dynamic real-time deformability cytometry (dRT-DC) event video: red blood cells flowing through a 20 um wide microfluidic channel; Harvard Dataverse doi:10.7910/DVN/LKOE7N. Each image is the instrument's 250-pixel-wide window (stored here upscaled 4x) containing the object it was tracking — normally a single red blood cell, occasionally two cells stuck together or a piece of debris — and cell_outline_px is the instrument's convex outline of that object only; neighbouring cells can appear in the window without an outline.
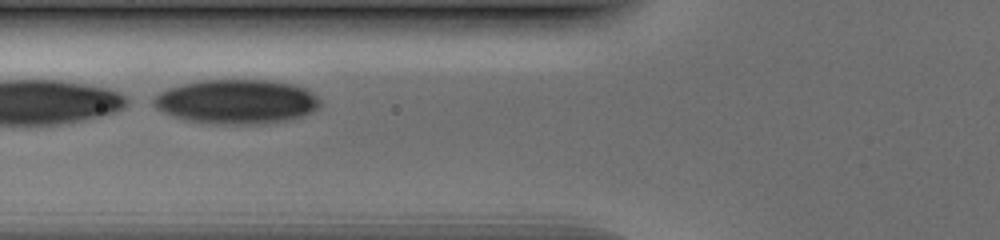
{"species": "human", "species_latin": "Homo sapiens", "temperature_condition": "cold", "stored_images_in_passage": 26, "camera_frame_rate_fps": 3000, "um_per_image_px": 0.085, "donor": {"sex": "male"}, "frame": {"image": 1, "passage_image": 7, "time_ms": 2.0, "image_size_px": [1000, 240], "cell_outline_px": [[320, 104], [316, 108], [300, 116], [284, 120], [248, 124], [224, 124], [188, 120], [172, 116], [156, 108], [152, 104], [152, 96], [168, 88], [184, 84], [204, 80], [264, 80], [292, 84], [304, 88], [312, 92], [320, 100]], "centroid_in_image_um": [20.05, 8.62], "position_along_channel_um": 105.8, "area_um2": 42.37}}
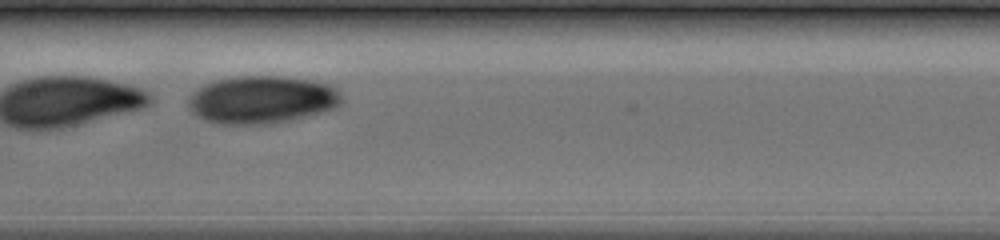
{"frame": {"image": 2, "passage_image": 13, "time_ms": 4.0, "image_size_px": [1000, 240], "cell_outline_px": [[340, 104], [332, 108], [284, 120], [260, 124], [224, 124], [208, 120], [192, 112], [188, 104], [188, 100], [204, 84], [216, 80], [240, 76], [284, 76], [308, 80], [328, 84], [336, 88], [340, 92]], "centroid_in_image_um": [22.23, 8.44], "position_along_channel_um": 185.2, "area_um2": 41.33}}
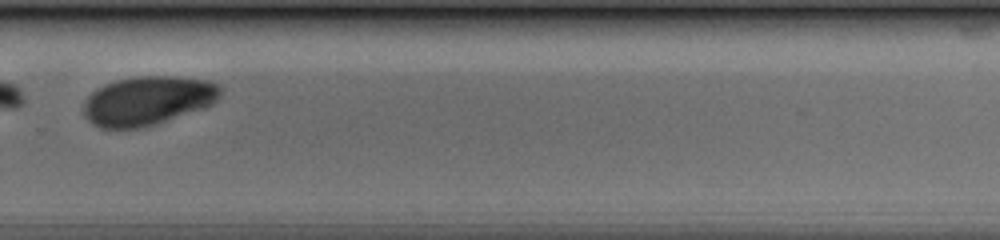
{"frame": {"image": 3, "passage_image": 23, "time_ms": 7.333, "image_size_px": [1000, 240], "cell_outline_px": [[220, 96], [212, 104], [204, 108], [152, 124], [136, 128], [100, 128], [92, 124], [84, 116], [84, 104], [88, 96], [92, 92], [104, 84], [116, 80], [136, 76], [176, 76], [208, 80], [220, 84]], "centroid_in_image_um": [12.55, 8.54], "position_along_channel_um": 317.2, "area_um2": 38.84}}